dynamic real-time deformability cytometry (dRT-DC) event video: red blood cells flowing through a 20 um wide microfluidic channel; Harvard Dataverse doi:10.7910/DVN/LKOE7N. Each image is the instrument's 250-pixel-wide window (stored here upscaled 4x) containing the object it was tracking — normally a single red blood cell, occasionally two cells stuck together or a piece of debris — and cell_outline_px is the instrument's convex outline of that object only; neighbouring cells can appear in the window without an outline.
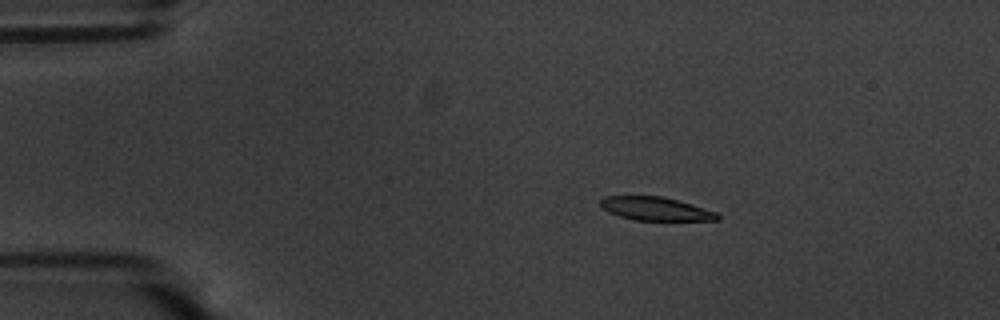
{"species": "common noctule bat (a hibernating species)", "species_latin": "Nyctalus noctula", "temperature_condition": "warm", "stored_images_in_passage": 4, "camera_frame_rate_fps": 3000, "um_per_image_px": 0.085, "animal": {"sex": "male", "body_mass_g": 20.1, "forearm_length_mm": 53.5}, "frame": {"image": 1, "passage_image": 1, "time_ms": 0.0, "image_size_px": [1000, 320], "cell_outline_px": [[720, 220], [636, 220], [620, 216], [608, 212], [600, 208], [600, 200], [604, 196], [660, 196], [692, 204], [716, 212], [720, 216]], "centroid_in_image_um": [55.69, 17.74], "position_along_channel_um": 29.3, "area_um2": 15.9}}